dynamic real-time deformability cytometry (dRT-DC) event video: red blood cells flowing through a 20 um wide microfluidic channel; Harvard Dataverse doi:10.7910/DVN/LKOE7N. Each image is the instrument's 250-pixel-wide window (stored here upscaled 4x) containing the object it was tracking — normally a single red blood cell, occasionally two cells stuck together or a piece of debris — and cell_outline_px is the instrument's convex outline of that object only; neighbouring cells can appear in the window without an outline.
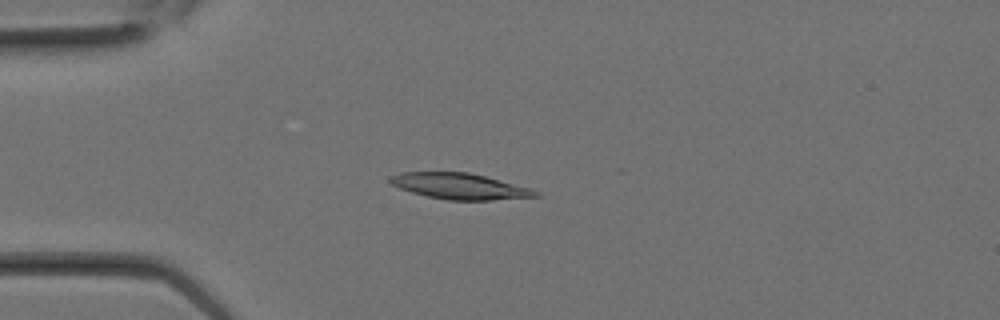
{"species": "Egyptian fruit bat (a non-hibernating species)", "species_latin": "Rousettus aegyptiacus", "temperature_condition": "room temperature", "stored_images_in_passage": 7, "camera_frame_rate_fps": 3000, "um_per_image_px": 0.085, "animal": {"sex": "female"}, "frame": {"image": 1, "passage_image": 6, "time_ms": 1.667, "image_size_px": [1000, 320], "cell_outline_px": [[540, 196], [492, 200], [448, 200], [428, 196], [412, 192], [400, 188], [392, 184], [388, 180], [388, 176], [400, 172], [468, 172], [484, 176], [528, 188], [540, 192]], "centroid_in_image_um": [39.03, 15.82], "position_along_channel_um": 46.0, "area_um2": 21.73}}